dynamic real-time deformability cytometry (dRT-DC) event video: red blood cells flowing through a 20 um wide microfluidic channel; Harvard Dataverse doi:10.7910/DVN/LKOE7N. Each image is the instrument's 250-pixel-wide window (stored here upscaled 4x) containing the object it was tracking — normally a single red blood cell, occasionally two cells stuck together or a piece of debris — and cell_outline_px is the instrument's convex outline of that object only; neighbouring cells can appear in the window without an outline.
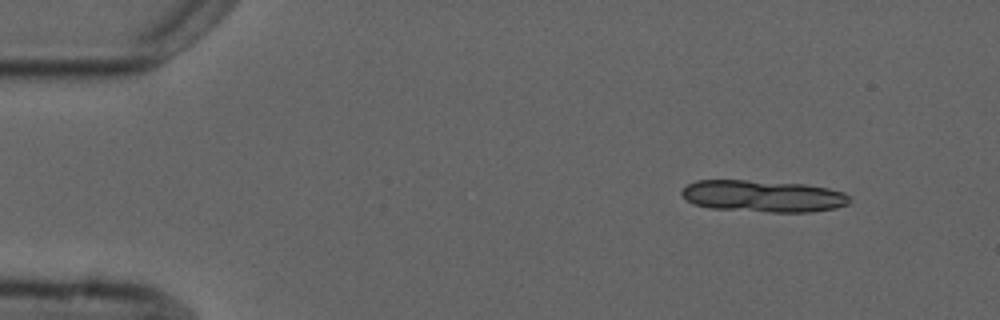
{"species": "common noctule bat (a hibernating species)", "species_latin": "Nyctalus noctula", "temperature_condition": "cold", "stored_images_in_passage": 4, "segment_of_instrument_passage": [1, 2], "camera_frame_rate_fps": 3000, "um_per_image_px": 0.085, "animal": {"sex": "male", "forearm_length_mm": 52.5}, "frame": {"image": 1, "passage_image": 1, "time_ms": 0.0, "image_size_px": [1000, 320], "cell_outline_px": [[852, 200], [848, 204], [836, 208], [812, 212], [772, 212], [712, 208], [692, 204], [680, 192], [688, 184], [696, 180], [748, 180], [804, 184], [828, 188], [844, 192]], "centroid_in_image_um": [64.89, 16.67], "position_along_channel_um": 20.1, "area_um2": 31.15}}